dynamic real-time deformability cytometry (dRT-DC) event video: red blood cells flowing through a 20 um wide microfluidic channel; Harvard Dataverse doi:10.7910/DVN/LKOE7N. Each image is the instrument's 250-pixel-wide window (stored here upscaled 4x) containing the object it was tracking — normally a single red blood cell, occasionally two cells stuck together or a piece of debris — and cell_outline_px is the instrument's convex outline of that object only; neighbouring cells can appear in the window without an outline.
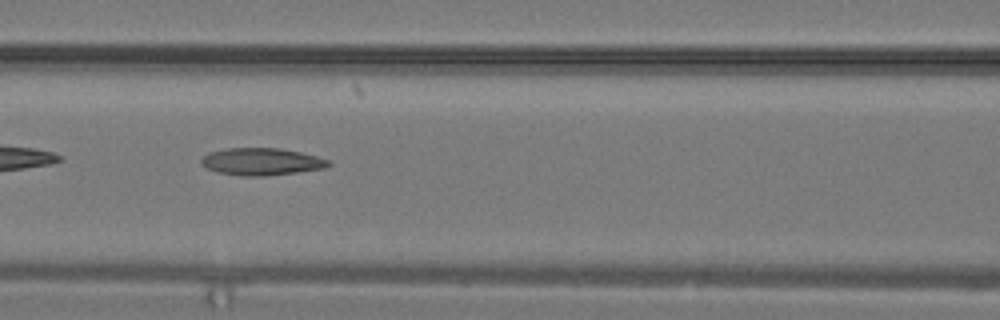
{"species": "common noctule bat (a hibernating species)", "species_latin": "Nyctalus noctula", "temperature_condition": "warm", "stored_images_in_passage": 14, "camera_frame_rate_fps": 3000, "um_per_image_px": 0.085, "animal": {"sex": "male", "body_mass_g": 19.2, "forearm_length_mm": 51.8}, "frame": {"image": 1, "passage_image": 4, "time_ms": 1.0, "image_size_px": [1000, 320], "cell_outline_px": [[332, 164], [324, 168], [296, 172], [264, 176], [240, 176], [216, 172], [200, 164], [200, 160], [208, 152], [228, 148], [280, 148], [300, 152], [316, 156], [328, 160]], "centroid_in_image_um": [22.19, 13.74], "position_along_channel_um": 144.4, "area_um2": 20.17}}
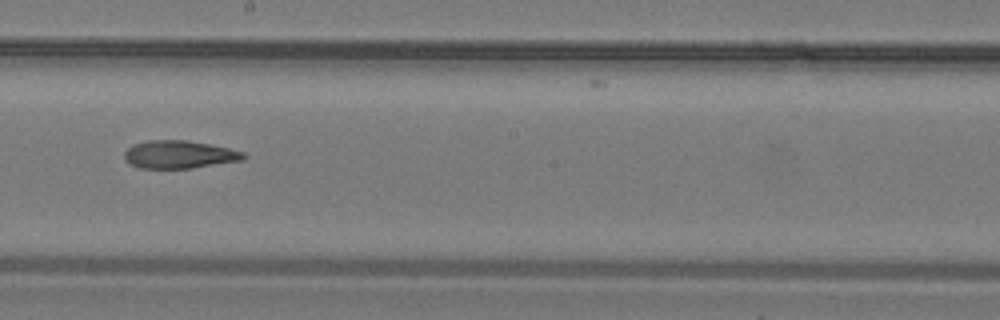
{"frame": {"image": 2, "passage_image": 8, "time_ms": 2.333, "image_size_px": [1000, 320], "cell_outline_px": [[248, 156], [244, 160], [192, 168], [140, 168], [132, 164], [124, 156], [124, 152], [132, 144], [148, 140], [188, 140], [228, 148], [244, 152]], "centroid_in_image_um": [15.27, 13.13], "position_along_channel_um": 232.9, "area_um2": 19.31}}
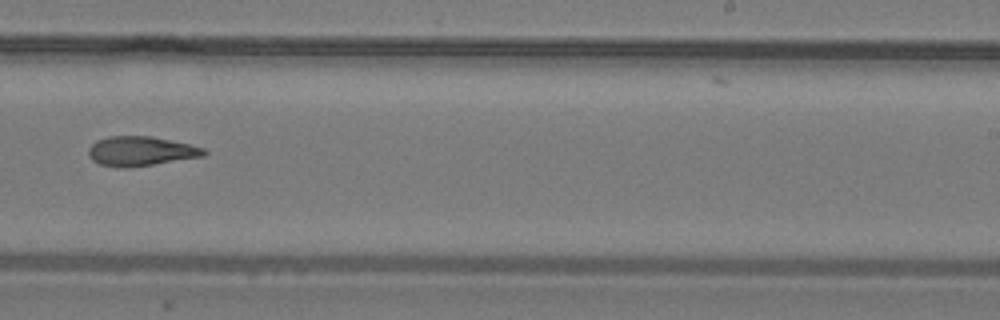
{"frame": {"image": 3, "passage_image": 10, "time_ms": 3.0, "image_size_px": [1000, 320], "cell_outline_px": [[208, 152], [204, 156], [128, 168], [120, 168], [100, 164], [92, 160], [88, 156], [88, 148], [96, 140], [108, 136], [152, 136], [192, 144], [204, 148]], "centroid_in_image_um": [11.96, 12.84], "position_along_channel_um": 277.0, "area_um2": 20.06}}